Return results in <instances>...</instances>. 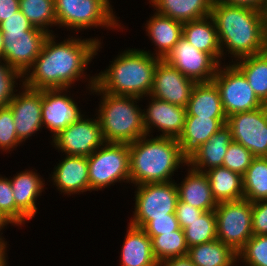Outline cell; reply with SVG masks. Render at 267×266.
<instances>
[{
    "mask_svg": "<svg viewBox=\"0 0 267 266\" xmlns=\"http://www.w3.org/2000/svg\"><path fill=\"white\" fill-rule=\"evenodd\" d=\"M111 0H54L57 27L67 31L104 28L107 30L125 29L113 12ZM122 26V27H121ZM121 27V28H120ZM116 28V29H115Z\"/></svg>",
    "mask_w": 267,
    "mask_h": 266,
    "instance_id": "6",
    "label": "cell"
},
{
    "mask_svg": "<svg viewBox=\"0 0 267 266\" xmlns=\"http://www.w3.org/2000/svg\"><path fill=\"white\" fill-rule=\"evenodd\" d=\"M85 114L52 138L50 143L59 153L88 157L105 143L97 116Z\"/></svg>",
    "mask_w": 267,
    "mask_h": 266,
    "instance_id": "11",
    "label": "cell"
},
{
    "mask_svg": "<svg viewBox=\"0 0 267 266\" xmlns=\"http://www.w3.org/2000/svg\"><path fill=\"white\" fill-rule=\"evenodd\" d=\"M195 83L161 59L154 71L150 96L186 108Z\"/></svg>",
    "mask_w": 267,
    "mask_h": 266,
    "instance_id": "18",
    "label": "cell"
},
{
    "mask_svg": "<svg viewBox=\"0 0 267 266\" xmlns=\"http://www.w3.org/2000/svg\"><path fill=\"white\" fill-rule=\"evenodd\" d=\"M244 199H267V157H254L242 176Z\"/></svg>",
    "mask_w": 267,
    "mask_h": 266,
    "instance_id": "32",
    "label": "cell"
},
{
    "mask_svg": "<svg viewBox=\"0 0 267 266\" xmlns=\"http://www.w3.org/2000/svg\"><path fill=\"white\" fill-rule=\"evenodd\" d=\"M19 9L34 25L49 34L57 27L54 0H19Z\"/></svg>",
    "mask_w": 267,
    "mask_h": 266,
    "instance_id": "33",
    "label": "cell"
},
{
    "mask_svg": "<svg viewBox=\"0 0 267 266\" xmlns=\"http://www.w3.org/2000/svg\"><path fill=\"white\" fill-rule=\"evenodd\" d=\"M204 212V210L195 208L194 206L180 200H178L175 209L176 218L182 230L188 226V223H191L199 218Z\"/></svg>",
    "mask_w": 267,
    "mask_h": 266,
    "instance_id": "44",
    "label": "cell"
},
{
    "mask_svg": "<svg viewBox=\"0 0 267 266\" xmlns=\"http://www.w3.org/2000/svg\"><path fill=\"white\" fill-rule=\"evenodd\" d=\"M148 2L154 8L153 11L185 23L210 16L214 0H149Z\"/></svg>",
    "mask_w": 267,
    "mask_h": 266,
    "instance_id": "28",
    "label": "cell"
},
{
    "mask_svg": "<svg viewBox=\"0 0 267 266\" xmlns=\"http://www.w3.org/2000/svg\"><path fill=\"white\" fill-rule=\"evenodd\" d=\"M135 188L133 217L129 224L143 228L153 218L168 217L175 213L179 200L175 181L149 183L132 186Z\"/></svg>",
    "mask_w": 267,
    "mask_h": 266,
    "instance_id": "8",
    "label": "cell"
},
{
    "mask_svg": "<svg viewBox=\"0 0 267 266\" xmlns=\"http://www.w3.org/2000/svg\"><path fill=\"white\" fill-rule=\"evenodd\" d=\"M226 122L227 117L186 116L183 132L177 139L184 155L188 158Z\"/></svg>",
    "mask_w": 267,
    "mask_h": 266,
    "instance_id": "26",
    "label": "cell"
},
{
    "mask_svg": "<svg viewBox=\"0 0 267 266\" xmlns=\"http://www.w3.org/2000/svg\"><path fill=\"white\" fill-rule=\"evenodd\" d=\"M163 60L195 82L212 81L219 64L208 54L181 38Z\"/></svg>",
    "mask_w": 267,
    "mask_h": 266,
    "instance_id": "15",
    "label": "cell"
},
{
    "mask_svg": "<svg viewBox=\"0 0 267 266\" xmlns=\"http://www.w3.org/2000/svg\"><path fill=\"white\" fill-rule=\"evenodd\" d=\"M65 157V158H64ZM56 163L49 178L59 194L79 195L90 191L88 158L86 156L65 155ZM63 158V159H62ZM61 192V193H60Z\"/></svg>",
    "mask_w": 267,
    "mask_h": 266,
    "instance_id": "19",
    "label": "cell"
},
{
    "mask_svg": "<svg viewBox=\"0 0 267 266\" xmlns=\"http://www.w3.org/2000/svg\"><path fill=\"white\" fill-rule=\"evenodd\" d=\"M237 254L244 266H267V235H253Z\"/></svg>",
    "mask_w": 267,
    "mask_h": 266,
    "instance_id": "37",
    "label": "cell"
},
{
    "mask_svg": "<svg viewBox=\"0 0 267 266\" xmlns=\"http://www.w3.org/2000/svg\"><path fill=\"white\" fill-rule=\"evenodd\" d=\"M15 125L12 110L9 107L0 108V151L9 153L21 146Z\"/></svg>",
    "mask_w": 267,
    "mask_h": 266,
    "instance_id": "39",
    "label": "cell"
},
{
    "mask_svg": "<svg viewBox=\"0 0 267 266\" xmlns=\"http://www.w3.org/2000/svg\"><path fill=\"white\" fill-rule=\"evenodd\" d=\"M159 266H195L190 258L186 256L169 258L159 263Z\"/></svg>",
    "mask_w": 267,
    "mask_h": 266,
    "instance_id": "47",
    "label": "cell"
},
{
    "mask_svg": "<svg viewBox=\"0 0 267 266\" xmlns=\"http://www.w3.org/2000/svg\"><path fill=\"white\" fill-rule=\"evenodd\" d=\"M217 239L238 253L253 236L252 202L247 199L223 201L214 209Z\"/></svg>",
    "mask_w": 267,
    "mask_h": 266,
    "instance_id": "9",
    "label": "cell"
},
{
    "mask_svg": "<svg viewBox=\"0 0 267 266\" xmlns=\"http://www.w3.org/2000/svg\"><path fill=\"white\" fill-rule=\"evenodd\" d=\"M56 36L57 33L49 34L33 66L24 75L23 84L37 90L64 89L86 80V90L90 91L95 86V74L87 75L86 70L101 51L103 38L69 35L59 42Z\"/></svg>",
    "mask_w": 267,
    "mask_h": 266,
    "instance_id": "1",
    "label": "cell"
},
{
    "mask_svg": "<svg viewBox=\"0 0 267 266\" xmlns=\"http://www.w3.org/2000/svg\"><path fill=\"white\" fill-rule=\"evenodd\" d=\"M148 236H157L163 233H171L180 229L175 213L168 214V217L153 218L143 228Z\"/></svg>",
    "mask_w": 267,
    "mask_h": 266,
    "instance_id": "41",
    "label": "cell"
},
{
    "mask_svg": "<svg viewBox=\"0 0 267 266\" xmlns=\"http://www.w3.org/2000/svg\"><path fill=\"white\" fill-rule=\"evenodd\" d=\"M1 33L4 60L24 76L42 51L49 33L46 31H1Z\"/></svg>",
    "mask_w": 267,
    "mask_h": 266,
    "instance_id": "13",
    "label": "cell"
},
{
    "mask_svg": "<svg viewBox=\"0 0 267 266\" xmlns=\"http://www.w3.org/2000/svg\"><path fill=\"white\" fill-rule=\"evenodd\" d=\"M9 224L11 225V223L0 214V244H8L4 236H2V232Z\"/></svg>",
    "mask_w": 267,
    "mask_h": 266,
    "instance_id": "49",
    "label": "cell"
},
{
    "mask_svg": "<svg viewBox=\"0 0 267 266\" xmlns=\"http://www.w3.org/2000/svg\"><path fill=\"white\" fill-rule=\"evenodd\" d=\"M229 5H238L267 13V0H214Z\"/></svg>",
    "mask_w": 267,
    "mask_h": 266,
    "instance_id": "45",
    "label": "cell"
},
{
    "mask_svg": "<svg viewBox=\"0 0 267 266\" xmlns=\"http://www.w3.org/2000/svg\"><path fill=\"white\" fill-rule=\"evenodd\" d=\"M70 90L71 88L42 90V124L44 129L50 131L51 138L86 113L78 107L74 94L71 97Z\"/></svg>",
    "mask_w": 267,
    "mask_h": 266,
    "instance_id": "14",
    "label": "cell"
},
{
    "mask_svg": "<svg viewBox=\"0 0 267 266\" xmlns=\"http://www.w3.org/2000/svg\"><path fill=\"white\" fill-rule=\"evenodd\" d=\"M232 141L243 145L254 157H267V105L227 117Z\"/></svg>",
    "mask_w": 267,
    "mask_h": 266,
    "instance_id": "12",
    "label": "cell"
},
{
    "mask_svg": "<svg viewBox=\"0 0 267 266\" xmlns=\"http://www.w3.org/2000/svg\"><path fill=\"white\" fill-rule=\"evenodd\" d=\"M187 256L195 266L239 265L238 254L218 239L190 247Z\"/></svg>",
    "mask_w": 267,
    "mask_h": 266,
    "instance_id": "30",
    "label": "cell"
},
{
    "mask_svg": "<svg viewBox=\"0 0 267 266\" xmlns=\"http://www.w3.org/2000/svg\"><path fill=\"white\" fill-rule=\"evenodd\" d=\"M186 113V116L227 117L219 89L213 80L195 83L186 107Z\"/></svg>",
    "mask_w": 267,
    "mask_h": 266,
    "instance_id": "27",
    "label": "cell"
},
{
    "mask_svg": "<svg viewBox=\"0 0 267 266\" xmlns=\"http://www.w3.org/2000/svg\"><path fill=\"white\" fill-rule=\"evenodd\" d=\"M185 169L187 173L184 179L180 183L176 181L179 200L205 212L214 210L218 203L213 198L208 176L189 165Z\"/></svg>",
    "mask_w": 267,
    "mask_h": 266,
    "instance_id": "23",
    "label": "cell"
},
{
    "mask_svg": "<svg viewBox=\"0 0 267 266\" xmlns=\"http://www.w3.org/2000/svg\"><path fill=\"white\" fill-rule=\"evenodd\" d=\"M19 87L8 107L13 113L17 137L24 144L43 128L42 90L30 89L24 84Z\"/></svg>",
    "mask_w": 267,
    "mask_h": 266,
    "instance_id": "16",
    "label": "cell"
},
{
    "mask_svg": "<svg viewBox=\"0 0 267 266\" xmlns=\"http://www.w3.org/2000/svg\"><path fill=\"white\" fill-rule=\"evenodd\" d=\"M161 59L144 49L126 48L95 74V85L112 95L143 98L150 95L154 71Z\"/></svg>",
    "mask_w": 267,
    "mask_h": 266,
    "instance_id": "4",
    "label": "cell"
},
{
    "mask_svg": "<svg viewBox=\"0 0 267 266\" xmlns=\"http://www.w3.org/2000/svg\"><path fill=\"white\" fill-rule=\"evenodd\" d=\"M143 99L149 102L148 105L146 104V109H143L146 134L153 136L155 129L158 130L156 132H161L159 136L178 139L184 129L186 108L150 95Z\"/></svg>",
    "mask_w": 267,
    "mask_h": 266,
    "instance_id": "17",
    "label": "cell"
},
{
    "mask_svg": "<svg viewBox=\"0 0 267 266\" xmlns=\"http://www.w3.org/2000/svg\"><path fill=\"white\" fill-rule=\"evenodd\" d=\"M183 231L188 248L217 239L215 211L204 212Z\"/></svg>",
    "mask_w": 267,
    "mask_h": 266,
    "instance_id": "35",
    "label": "cell"
},
{
    "mask_svg": "<svg viewBox=\"0 0 267 266\" xmlns=\"http://www.w3.org/2000/svg\"><path fill=\"white\" fill-rule=\"evenodd\" d=\"M253 235H267V199L252 202Z\"/></svg>",
    "mask_w": 267,
    "mask_h": 266,
    "instance_id": "42",
    "label": "cell"
},
{
    "mask_svg": "<svg viewBox=\"0 0 267 266\" xmlns=\"http://www.w3.org/2000/svg\"><path fill=\"white\" fill-rule=\"evenodd\" d=\"M23 79L24 76L18 70L8 65L4 59H0V108L9 106L19 90L17 82H21L19 84L21 85L24 82Z\"/></svg>",
    "mask_w": 267,
    "mask_h": 266,
    "instance_id": "38",
    "label": "cell"
},
{
    "mask_svg": "<svg viewBox=\"0 0 267 266\" xmlns=\"http://www.w3.org/2000/svg\"><path fill=\"white\" fill-rule=\"evenodd\" d=\"M3 34L0 31V59H4L3 55Z\"/></svg>",
    "mask_w": 267,
    "mask_h": 266,
    "instance_id": "50",
    "label": "cell"
},
{
    "mask_svg": "<svg viewBox=\"0 0 267 266\" xmlns=\"http://www.w3.org/2000/svg\"><path fill=\"white\" fill-rule=\"evenodd\" d=\"M211 16L218 32L222 61L229 56L230 63H233V60L266 50V13L248 7L214 2Z\"/></svg>",
    "mask_w": 267,
    "mask_h": 266,
    "instance_id": "2",
    "label": "cell"
},
{
    "mask_svg": "<svg viewBox=\"0 0 267 266\" xmlns=\"http://www.w3.org/2000/svg\"><path fill=\"white\" fill-rule=\"evenodd\" d=\"M9 244H0V266H9L8 265V250L7 248L9 246H7Z\"/></svg>",
    "mask_w": 267,
    "mask_h": 266,
    "instance_id": "48",
    "label": "cell"
},
{
    "mask_svg": "<svg viewBox=\"0 0 267 266\" xmlns=\"http://www.w3.org/2000/svg\"><path fill=\"white\" fill-rule=\"evenodd\" d=\"M158 135L129 143L130 185L175 181V172L188 165L178 140Z\"/></svg>",
    "mask_w": 267,
    "mask_h": 266,
    "instance_id": "3",
    "label": "cell"
},
{
    "mask_svg": "<svg viewBox=\"0 0 267 266\" xmlns=\"http://www.w3.org/2000/svg\"><path fill=\"white\" fill-rule=\"evenodd\" d=\"M253 158L254 156L248 149L232 141L227 148L222 166L243 176Z\"/></svg>",
    "mask_w": 267,
    "mask_h": 266,
    "instance_id": "40",
    "label": "cell"
},
{
    "mask_svg": "<svg viewBox=\"0 0 267 266\" xmlns=\"http://www.w3.org/2000/svg\"><path fill=\"white\" fill-rule=\"evenodd\" d=\"M37 173V170L25 169L17 172L13 178L10 176L11 187L16 207L32 220L37 214V200L42 196L45 188V179Z\"/></svg>",
    "mask_w": 267,
    "mask_h": 266,
    "instance_id": "20",
    "label": "cell"
},
{
    "mask_svg": "<svg viewBox=\"0 0 267 266\" xmlns=\"http://www.w3.org/2000/svg\"><path fill=\"white\" fill-rule=\"evenodd\" d=\"M0 31H44L34 25L19 10L0 23Z\"/></svg>",
    "mask_w": 267,
    "mask_h": 266,
    "instance_id": "43",
    "label": "cell"
},
{
    "mask_svg": "<svg viewBox=\"0 0 267 266\" xmlns=\"http://www.w3.org/2000/svg\"><path fill=\"white\" fill-rule=\"evenodd\" d=\"M266 50H267V13H266Z\"/></svg>",
    "mask_w": 267,
    "mask_h": 266,
    "instance_id": "51",
    "label": "cell"
},
{
    "mask_svg": "<svg viewBox=\"0 0 267 266\" xmlns=\"http://www.w3.org/2000/svg\"><path fill=\"white\" fill-rule=\"evenodd\" d=\"M183 38L198 50L208 53L219 65L222 62V51L218 32L213 17L183 23Z\"/></svg>",
    "mask_w": 267,
    "mask_h": 266,
    "instance_id": "25",
    "label": "cell"
},
{
    "mask_svg": "<svg viewBox=\"0 0 267 266\" xmlns=\"http://www.w3.org/2000/svg\"><path fill=\"white\" fill-rule=\"evenodd\" d=\"M228 63L220 64L213 78L219 89L226 116L264 106L243 73L233 63Z\"/></svg>",
    "mask_w": 267,
    "mask_h": 266,
    "instance_id": "10",
    "label": "cell"
},
{
    "mask_svg": "<svg viewBox=\"0 0 267 266\" xmlns=\"http://www.w3.org/2000/svg\"><path fill=\"white\" fill-rule=\"evenodd\" d=\"M144 27L146 36L152 41V45H155L153 52L144 51L160 59H163L183 36L182 22L161 15L156 11L151 14Z\"/></svg>",
    "mask_w": 267,
    "mask_h": 266,
    "instance_id": "21",
    "label": "cell"
},
{
    "mask_svg": "<svg viewBox=\"0 0 267 266\" xmlns=\"http://www.w3.org/2000/svg\"><path fill=\"white\" fill-rule=\"evenodd\" d=\"M19 10V0H0V23Z\"/></svg>",
    "mask_w": 267,
    "mask_h": 266,
    "instance_id": "46",
    "label": "cell"
},
{
    "mask_svg": "<svg viewBox=\"0 0 267 266\" xmlns=\"http://www.w3.org/2000/svg\"><path fill=\"white\" fill-rule=\"evenodd\" d=\"M231 142V129L227 124H224L206 143L188 157V165L200 172L222 166L224 156Z\"/></svg>",
    "mask_w": 267,
    "mask_h": 266,
    "instance_id": "22",
    "label": "cell"
},
{
    "mask_svg": "<svg viewBox=\"0 0 267 266\" xmlns=\"http://www.w3.org/2000/svg\"><path fill=\"white\" fill-rule=\"evenodd\" d=\"M89 93L101 96L95 116L105 142L129 144L146 135L143 109L138 103L141 98L112 95L102 92L96 85Z\"/></svg>",
    "mask_w": 267,
    "mask_h": 266,
    "instance_id": "5",
    "label": "cell"
},
{
    "mask_svg": "<svg viewBox=\"0 0 267 266\" xmlns=\"http://www.w3.org/2000/svg\"><path fill=\"white\" fill-rule=\"evenodd\" d=\"M120 252V266H159L152 250L151 238L142 228L128 223Z\"/></svg>",
    "mask_w": 267,
    "mask_h": 266,
    "instance_id": "24",
    "label": "cell"
},
{
    "mask_svg": "<svg viewBox=\"0 0 267 266\" xmlns=\"http://www.w3.org/2000/svg\"><path fill=\"white\" fill-rule=\"evenodd\" d=\"M149 237L151 238L153 254L158 263L169 258L186 256L188 254L189 248L184 231L181 228L171 233Z\"/></svg>",
    "mask_w": 267,
    "mask_h": 266,
    "instance_id": "34",
    "label": "cell"
},
{
    "mask_svg": "<svg viewBox=\"0 0 267 266\" xmlns=\"http://www.w3.org/2000/svg\"><path fill=\"white\" fill-rule=\"evenodd\" d=\"M208 176L213 198L217 203L236 201L244 198L242 176L230 169L219 166L205 171Z\"/></svg>",
    "mask_w": 267,
    "mask_h": 266,
    "instance_id": "29",
    "label": "cell"
},
{
    "mask_svg": "<svg viewBox=\"0 0 267 266\" xmlns=\"http://www.w3.org/2000/svg\"><path fill=\"white\" fill-rule=\"evenodd\" d=\"M259 100L267 105V50L233 61Z\"/></svg>",
    "mask_w": 267,
    "mask_h": 266,
    "instance_id": "31",
    "label": "cell"
},
{
    "mask_svg": "<svg viewBox=\"0 0 267 266\" xmlns=\"http://www.w3.org/2000/svg\"><path fill=\"white\" fill-rule=\"evenodd\" d=\"M87 158L90 192L117 182L130 184L128 143L105 142Z\"/></svg>",
    "mask_w": 267,
    "mask_h": 266,
    "instance_id": "7",
    "label": "cell"
},
{
    "mask_svg": "<svg viewBox=\"0 0 267 266\" xmlns=\"http://www.w3.org/2000/svg\"><path fill=\"white\" fill-rule=\"evenodd\" d=\"M0 214L7 219L12 226H24L29 219L16 207L10 177L0 174Z\"/></svg>",
    "mask_w": 267,
    "mask_h": 266,
    "instance_id": "36",
    "label": "cell"
}]
</instances>
